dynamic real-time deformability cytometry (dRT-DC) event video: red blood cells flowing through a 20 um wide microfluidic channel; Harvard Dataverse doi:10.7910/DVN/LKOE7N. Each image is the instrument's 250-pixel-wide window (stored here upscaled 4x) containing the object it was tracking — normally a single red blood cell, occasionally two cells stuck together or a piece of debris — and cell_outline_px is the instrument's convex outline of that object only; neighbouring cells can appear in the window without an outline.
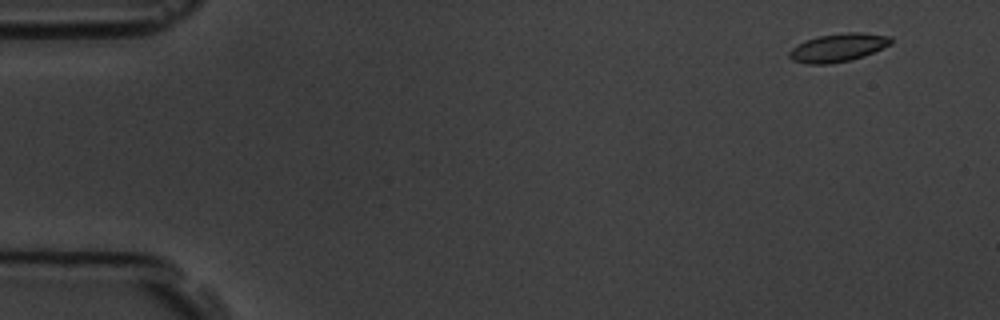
{"species": "common noctule bat (a hibernating species)", "species_latin": "Nyctalus noctula", "temperature_condition": "room temperature", "stored_images_in_passage": 4, "camera_frame_rate_fps": 3000, "um_per_image_px": 0.085, "animal": {"sex": "male", "body_mass_g": 19.5, "forearm_length_mm": 54.6}, "frame": {"image": 1, "passage_image": 1, "time_ms": 0.0, "image_size_px": [1000, 320], "cell_outline_px": [[892, 44], [852, 60], [828, 64], [804, 64], [792, 60], [788, 56], [788, 52], [796, 44], [804, 40], [816, 36], [848, 32], [864, 32], [892, 36]], "centroid_in_image_um": [71.21, 4.04], "position_along_channel_um": 13.8, "area_um2": 16.99}}